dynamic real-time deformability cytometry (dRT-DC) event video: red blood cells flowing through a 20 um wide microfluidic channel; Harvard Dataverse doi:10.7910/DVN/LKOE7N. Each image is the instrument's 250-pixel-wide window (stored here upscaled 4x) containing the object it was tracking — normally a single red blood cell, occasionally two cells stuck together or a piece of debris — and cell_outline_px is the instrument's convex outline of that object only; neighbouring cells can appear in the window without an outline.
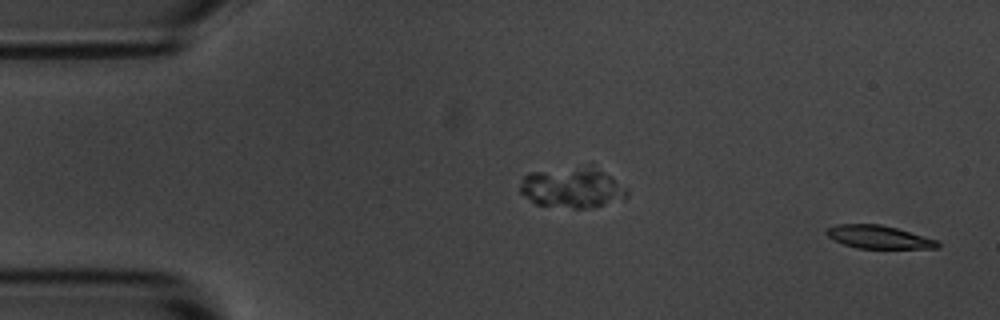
{"species": "common noctule bat (a hibernating species)", "species_latin": "Nyctalus noctula", "temperature_condition": "room temperature", "stored_images_in_passage": 3, "segment_of_instrument_passage": [2, 2], "camera_frame_rate_fps": 3000, "um_per_image_px": 0.085, "animal": {"sex": "male", "body_mass_g": 20.1, "forearm_length_mm": 53.5}, "frame": {"image": 1, "passage_image": 3, "time_ms": 3.333, "image_size_px": [1000, 320], "cell_outline_px": [[940, 248], [856, 248], [844, 244], [828, 236], [824, 232], [828, 228], [836, 224], [880, 224], [896, 228], [940, 240]], "centroid_in_image_um": [74.73, 20.14], "position_along_channel_um": 10.3, "area_um2": 14.91}}